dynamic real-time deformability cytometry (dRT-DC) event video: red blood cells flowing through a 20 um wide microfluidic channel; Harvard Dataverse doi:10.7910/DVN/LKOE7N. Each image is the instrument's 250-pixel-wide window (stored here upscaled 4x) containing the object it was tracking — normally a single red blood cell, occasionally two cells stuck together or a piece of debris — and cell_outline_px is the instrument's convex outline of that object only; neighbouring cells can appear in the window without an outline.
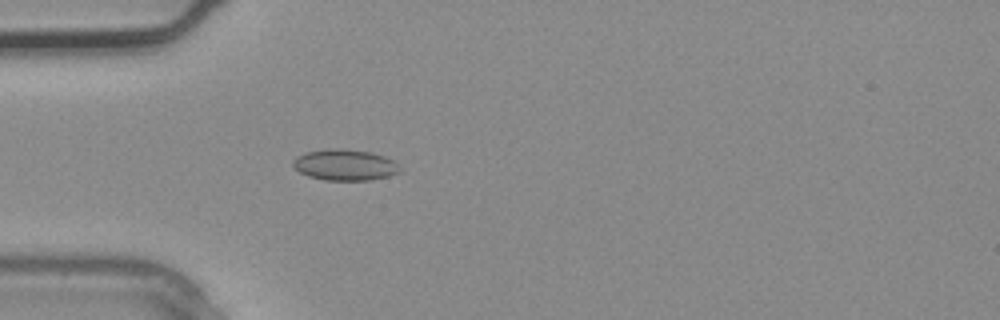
{"species": "common noctule bat (a hibernating species)", "species_latin": "Nyctalus noctula", "temperature_condition": "warm", "stored_images_in_passage": 3, "camera_frame_rate_fps": 3000, "um_per_image_px": 0.085, "animal": {"sex": "male", "body_mass_g": 20.4}, "frame": {"image": 1, "passage_image": 3, "time_ms": 0.667, "image_size_px": [1000, 320], "cell_outline_px": [[400, 172], [388, 176], [368, 180], [324, 180], [308, 176], [300, 172], [292, 164], [292, 160], [296, 156], [304, 152], [332, 148], [340, 148], [372, 152], [384, 156], [392, 160], [400, 168]], "centroid_in_image_um": [29.28, 14.01], "position_along_channel_um": 55.7, "area_um2": 19.36}}